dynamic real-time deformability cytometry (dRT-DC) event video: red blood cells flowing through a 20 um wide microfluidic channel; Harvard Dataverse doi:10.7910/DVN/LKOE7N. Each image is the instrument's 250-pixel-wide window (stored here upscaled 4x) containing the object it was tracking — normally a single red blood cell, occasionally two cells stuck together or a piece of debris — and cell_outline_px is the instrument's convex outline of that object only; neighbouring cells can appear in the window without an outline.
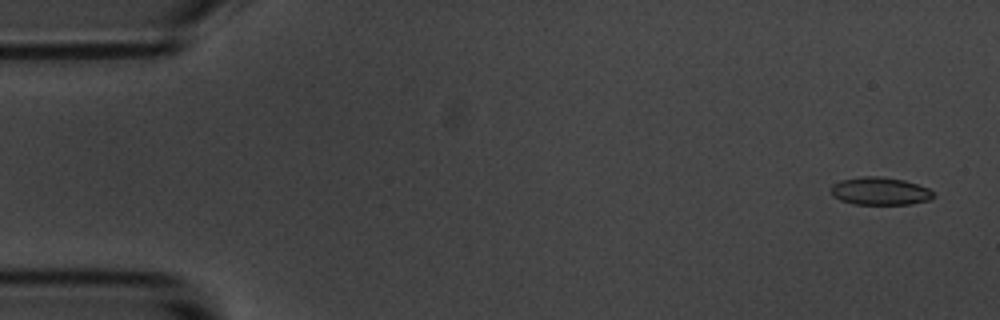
{"species": "common noctule bat (a hibernating species)", "species_latin": "Nyctalus noctula", "temperature_condition": "room temperature", "stored_images_in_passage": 6, "segment_of_instrument_passage": [1, 2], "camera_frame_rate_fps": 3000, "um_per_image_px": 0.085, "animal": {"sex": "male", "body_mass_g": 20.1, "forearm_length_mm": 53.5}, "frame": {"image": 1, "passage_image": 1, "time_ms": 0.0, "image_size_px": [1000, 320], "cell_outline_px": [[936, 196], [928, 200], [912, 204], [856, 204], [840, 200], [832, 196], [828, 188], [832, 184], [840, 180], [864, 176], [880, 176], [904, 180], [928, 188]], "centroid_in_image_um": [74.75, 16.24], "position_along_channel_um": 10.2, "area_um2": 16.7}}
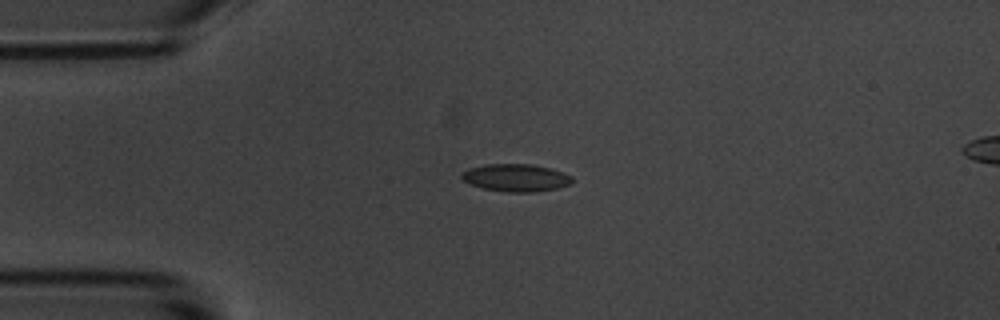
{"frame": {"image": 2, "passage_image": 4, "time_ms": 3.667, "image_size_px": [1000, 320], "cell_outline_px": [[572, 184], [556, 188], [536, 192], [504, 192], [484, 188], [472, 184], [464, 180], [460, 176], [468, 168], [484, 164], [528, 164], [548, 168], [564, 172], [572, 176]], "centroid_in_image_um": [43.87, 15.11], "position_along_channel_um": 41.1, "area_um2": 17.63}}